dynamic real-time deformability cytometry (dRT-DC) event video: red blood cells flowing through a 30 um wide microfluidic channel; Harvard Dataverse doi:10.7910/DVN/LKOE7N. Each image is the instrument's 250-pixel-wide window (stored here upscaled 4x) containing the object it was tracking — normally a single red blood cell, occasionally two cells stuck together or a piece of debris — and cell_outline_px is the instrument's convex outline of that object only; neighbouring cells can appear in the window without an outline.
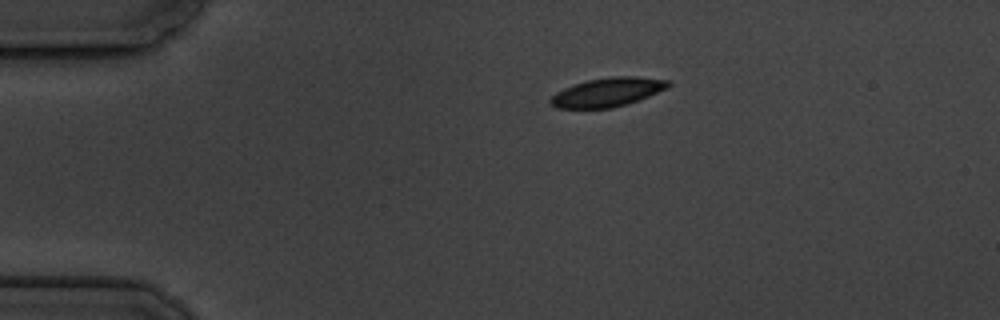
{"species": "common noctule bat (a hibernating species)", "species_latin": "Nyctalus noctula", "temperature_condition": "cold", "stored_images_in_passage": 4, "camera_frame_rate_fps": 3000, "um_per_image_px": 0.085, "animal": {"sex": "male", "body_mass_g": 19.5, "forearm_length_mm": 54.6}, "frame": {"image": 1, "passage_image": 1, "time_ms": 0.0, "image_size_px": [1000, 320], "cell_outline_px": [[672, 84], [668, 88], [628, 104], [612, 108], [556, 108], [548, 100], [556, 92], [572, 84], [588, 80], [608, 76], [636, 76], [672, 80]], "centroid_in_image_um": [51.67, 7.82], "position_along_channel_um": 33.3, "area_um2": 20.06}}
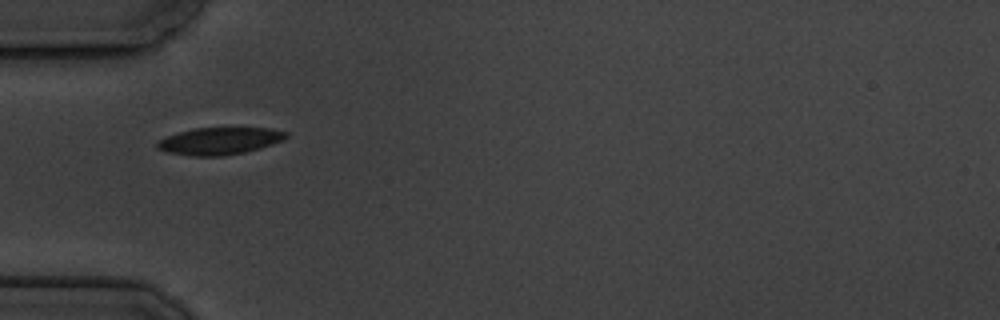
{"frame": {"image": 2, "passage_image": 3, "time_ms": 2.333, "image_size_px": [1000, 320], "cell_outline_px": [[288, 136], [272, 144], [244, 152], [220, 156], [196, 156], [168, 152], [156, 148], [156, 144], [160, 140], [168, 136], [192, 128], [272, 128], [288, 132]], "centroid_in_image_um": [18.67, 11.97], "position_along_channel_um": 66.3, "area_um2": 20.06}}